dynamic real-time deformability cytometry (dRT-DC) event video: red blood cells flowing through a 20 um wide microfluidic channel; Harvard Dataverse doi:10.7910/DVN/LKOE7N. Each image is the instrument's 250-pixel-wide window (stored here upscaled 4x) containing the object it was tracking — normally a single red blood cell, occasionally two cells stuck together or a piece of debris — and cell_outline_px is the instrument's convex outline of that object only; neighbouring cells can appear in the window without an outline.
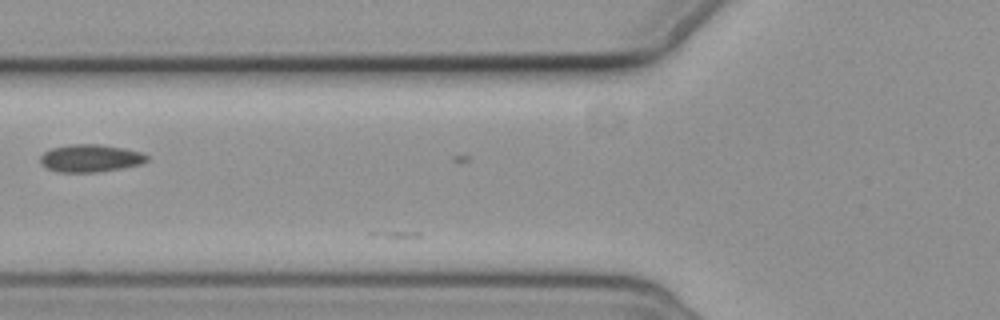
{"species": "common noctule bat (a hibernating species)", "species_latin": "Nyctalus noctula", "temperature_condition": "cold", "stored_images_in_passage": 7, "camera_frame_rate_fps": 3000, "um_per_image_px": 0.085, "animal": {"sex": "female", "body_mass_g": 19.3, "forearm_length_mm": 54.1}, "frame": {"image": 1, "passage_image": 6, "time_ms": 6.667, "image_size_px": [1000, 320], "cell_outline_px": [[148, 160], [140, 164], [120, 168], [96, 172], [56, 172], [40, 164], [40, 156], [44, 152], [52, 148], [68, 144], [100, 144], [124, 148], [140, 152], [148, 156]], "centroid_in_image_um": [7.65, 13.44], "position_along_channel_um": 118.2, "area_um2": 17.11}}